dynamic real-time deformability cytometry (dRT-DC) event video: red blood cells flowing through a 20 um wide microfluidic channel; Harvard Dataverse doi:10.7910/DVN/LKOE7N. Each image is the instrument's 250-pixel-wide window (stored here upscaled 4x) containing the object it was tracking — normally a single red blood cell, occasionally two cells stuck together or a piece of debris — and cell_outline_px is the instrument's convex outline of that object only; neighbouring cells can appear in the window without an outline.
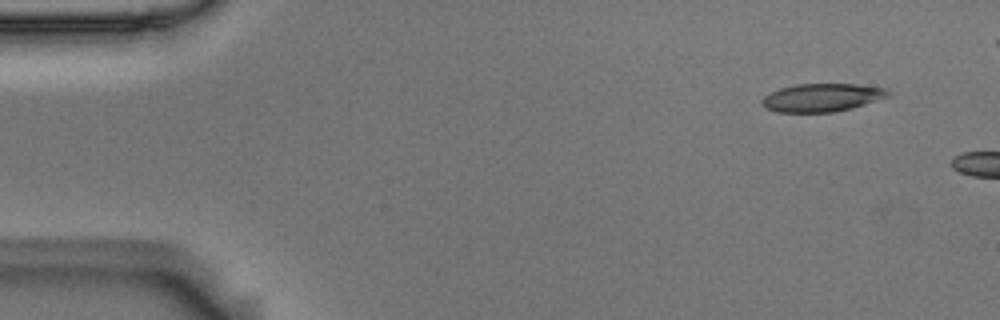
{"species": "Egyptian fruit bat (a non-hibernating species)", "species_latin": "Rousettus aegyptiacus", "temperature_condition": "room temperature", "stored_images_in_passage": 2, "camera_frame_rate_fps": 3000, "um_per_image_px": 0.085, "animal": {"sex": "male"}, "frame": {"image": 1, "passage_image": 1, "time_ms": 0.0, "image_size_px": [1000, 320], "cell_outline_px": [[892, 92], [888, 96], [852, 108], [832, 112], [776, 112], [764, 108], [760, 104], [760, 100], [764, 96], [780, 88], [796, 84], [856, 84], [884, 88]], "centroid_in_image_um": [69.81, 8.29], "position_along_channel_um": 15.2, "area_um2": 20.63}}